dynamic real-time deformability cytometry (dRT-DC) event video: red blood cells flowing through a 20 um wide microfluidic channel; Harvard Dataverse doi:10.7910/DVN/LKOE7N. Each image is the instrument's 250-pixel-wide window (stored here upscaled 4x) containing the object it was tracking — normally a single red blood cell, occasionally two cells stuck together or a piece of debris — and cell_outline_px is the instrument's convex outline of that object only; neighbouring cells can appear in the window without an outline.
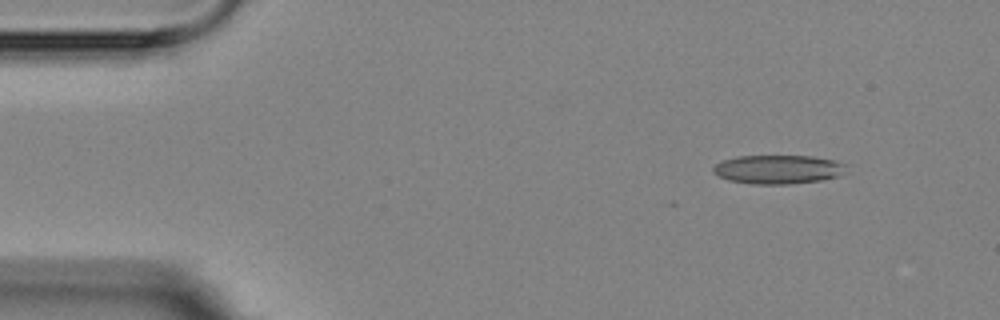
{"species": "Egyptian fruit bat (a non-hibernating species)", "species_latin": "Rousettus aegyptiacus", "temperature_condition": "room temperature", "stored_images_in_passage": 4, "camera_frame_rate_fps": 3000, "um_per_image_px": 0.085, "animal": {"sex": "female"}, "frame": {"image": 1, "passage_image": 1, "time_ms": 0.0, "image_size_px": [1000, 320], "cell_outline_px": [[844, 164], [836, 176], [820, 180], [788, 184], [752, 184], [728, 180], [712, 172], [712, 168], [720, 160], [736, 156], [812, 156], [836, 160]], "centroid_in_image_um": [66.02, 14.39], "position_along_channel_um": 19.0, "area_um2": 22.08}}
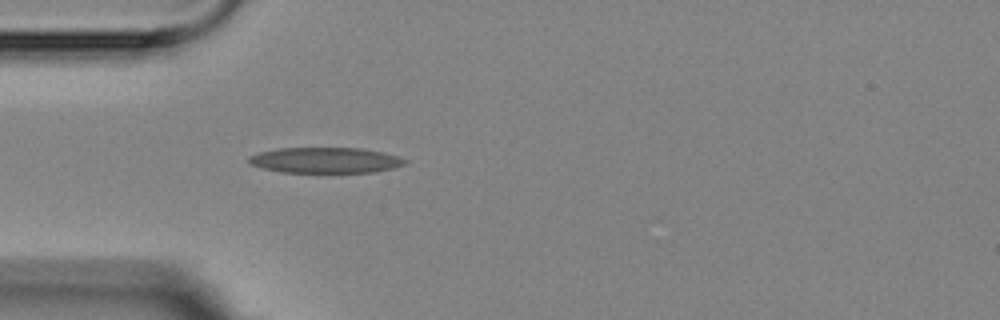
{"frame": {"image": 2, "passage_image": 4, "time_ms": 3.333, "image_size_px": [1000, 320], "cell_outline_px": [[408, 160], [404, 164], [392, 168], [372, 172], [280, 172], [248, 164], [248, 156], [260, 152], [280, 148], [360, 148], [384, 152]], "centroid_in_image_um": [27.63, 13.61], "position_along_channel_um": 57.4, "area_um2": 23.18}}